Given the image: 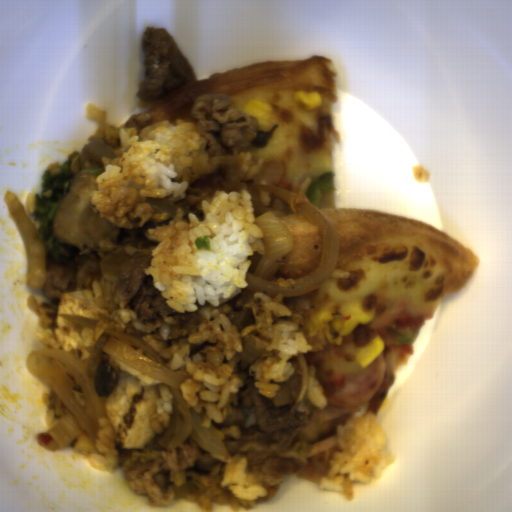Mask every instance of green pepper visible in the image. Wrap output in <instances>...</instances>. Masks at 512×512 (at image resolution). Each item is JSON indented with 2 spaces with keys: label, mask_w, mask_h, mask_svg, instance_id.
I'll return each instance as SVG.
<instances>
[{
  "label": "green pepper",
  "mask_w": 512,
  "mask_h": 512,
  "mask_svg": "<svg viewBox=\"0 0 512 512\" xmlns=\"http://www.w3.org/2000/svg\"><path fill=\"white\" fill-rule=\"evenodd\" d=\"M336 186L334 172L326 171L312 180L306 196L315 207L318 201L328 192L334 190Z\"/></svg>",
  "instance_id": "372bd49c"
},
{
  "label": "green pepper",
  "mask_w": 512,
  "mask_h": 512,
  "mask_svg": "<svg viewBox=\"0 0 512 512\" xmlns=\"http://www.w3.org/2000/svg\"><path fill=\"white\" fill-rule=\"evenodd\" d=\"M418 335V330L415 329H404L398 331L394 337L393 343L394 345H409L414 343L416 337Z\"/></svg>",
  "instance_id": "c4517986"
}]
</instances>
